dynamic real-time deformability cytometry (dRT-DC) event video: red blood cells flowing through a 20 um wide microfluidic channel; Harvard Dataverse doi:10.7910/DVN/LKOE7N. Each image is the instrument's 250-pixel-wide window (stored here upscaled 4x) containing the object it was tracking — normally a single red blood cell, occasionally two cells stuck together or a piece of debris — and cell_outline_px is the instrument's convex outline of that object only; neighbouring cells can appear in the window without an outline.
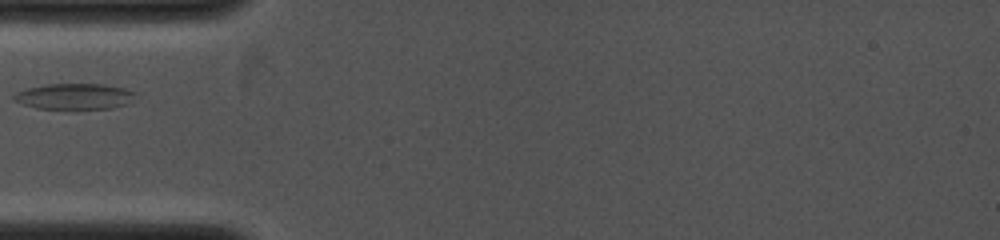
{"species": "common noctule bat (a hibernating species)", "species_latin": "Nyctalus noctula", "temperature_condition": "cold", "stored_images_in_passage": 5, "camera_frame_rate_fps": 4000, "um_per_image_px": 0.085, "animal": {"sex": "female", "body_mass_g": 19.0, "forearm_length_mm": 53.3}, "frame": {"image": 1, "passage_image": 1, "time_ms": 0.0, "image_size_px": [1000, 240], "cell_outline_px": [[136, 92], [128, 104], [112, 108], [36, 108], [12, 100], [12, 96], [16, 92], [28, 88], [48, 84], [100, 84], [124, 88]], "centroid_in_image_um": [6.31, 8.19], "position_along_channel_um": 78.7, "area_um2": 18.03}}